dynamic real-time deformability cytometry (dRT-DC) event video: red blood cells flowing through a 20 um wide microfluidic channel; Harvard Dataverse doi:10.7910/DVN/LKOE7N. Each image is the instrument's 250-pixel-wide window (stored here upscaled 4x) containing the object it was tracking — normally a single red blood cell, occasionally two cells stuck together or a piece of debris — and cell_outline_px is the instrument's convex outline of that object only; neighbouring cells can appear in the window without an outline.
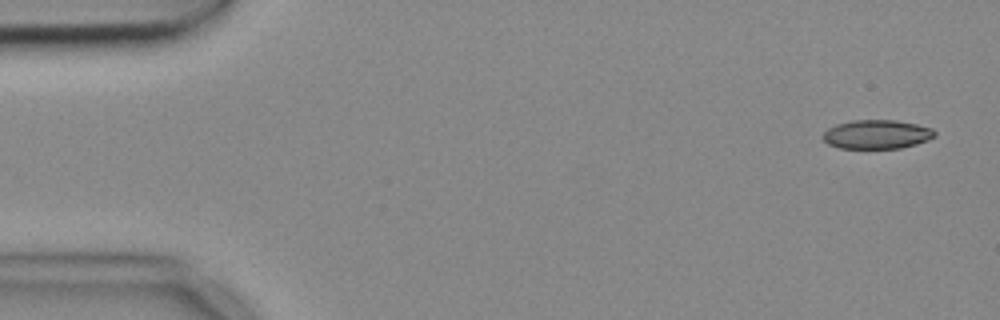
{"species": "common noctule bat (a hibernating species)", "species_latin": "Nyctalus noctula", "temperature_condition": "cold", "stored_images_in_passage": 9, "camera_frame_rate_fps": 3000, "um_per_image_px": 0.085, "animal": {"sex": "female", "body_mass_g": 18.4}, "frame": {"image": 1, "passage_image": 1, "time_ms": 0.0, "image_size_px": [1000, 320], "cell_outline_px": [[936, 136], [928, 140], [916, 144], [900, 148], [840, 148], [828, 144], [824, 140], [824, 132], [828, 128], [836, 124], [852, 120], [896, 120], [916, 124], [932, 128], [936, 132]], "centroid_in_image_um": [74.55, 11.41], "position_along_channel_um": 10.5, "area_um2": 18.84}}
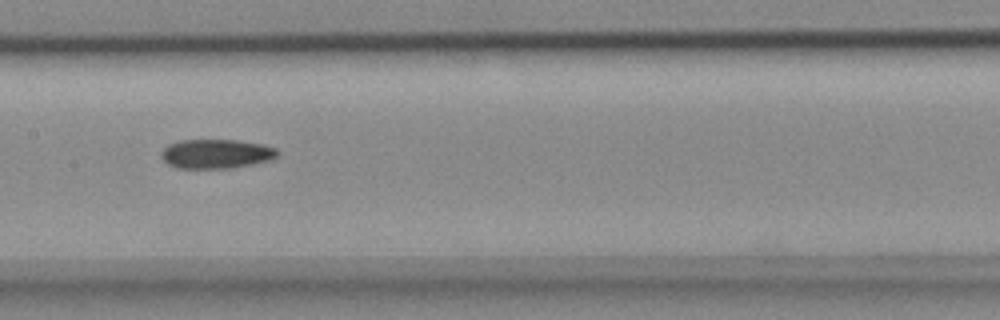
{"frame": {"image": 2, "passage_image": 8, "time_ms": 2.333, "image_size_px": [1000, 320], "cell_outline_px": [[280, 152], [272, 160], [252, 164], [228, 168], [180, 168], [168, 164], [160, 156], [160, 152], [168, 144], [180, 140], [236, 140], [264, 144], [276, 148]], "centroid_in_image_um": [18.39, 13.06], "position_along_channel_um": 189.0, "area_um2": 19.88}}
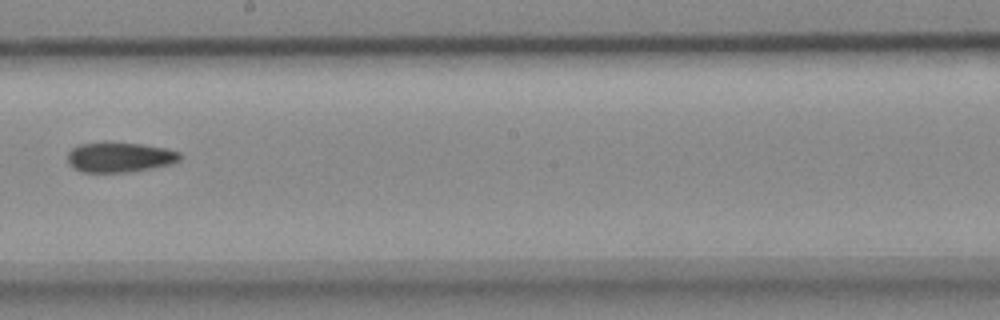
{"frame": {"image": 3, "passage_image": 9, "time_ms": 2.667, "image_size_px": [1000, 320], "cell_outline_px": [[180, 160], [172, 164], [152, 168], [128, 172], [80, 172], [72, 168], [68, 164], [68, 152], [72, 148], [80, 144], [104, 140], [140, 144], [164, 148], [180, 152]], "centroid_in_image_um": [10.12, 13.34], "position_along_channel_um": 238.1, "area_um2": 20.11}}